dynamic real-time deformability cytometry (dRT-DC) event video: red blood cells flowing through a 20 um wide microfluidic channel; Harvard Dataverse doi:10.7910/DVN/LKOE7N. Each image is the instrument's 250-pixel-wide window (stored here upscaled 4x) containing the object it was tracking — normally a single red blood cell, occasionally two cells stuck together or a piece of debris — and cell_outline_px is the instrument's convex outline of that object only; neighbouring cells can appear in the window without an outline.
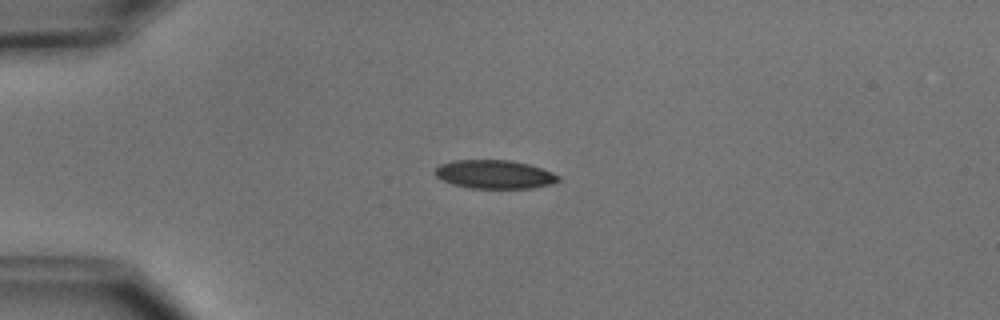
{"species": "common noctule bat (a hibernating species)", "species_latin": "Nyctalus noctula", "temperature_condition": "cold", "stored_images_in_passage": 6, "camera_frame_rate_fps": 3000, "um_per_image_px": 0.085, "animal": {"sex": "male", "body_mass_g": 15.6}, "frame": {"image": 1, "passage_image": 1, "time_ms": 0.0, "image_size_px": [1000, 320], "cell_outline_px": [[560, 180], [552, 184], [532, 188], [472, 188], [452, 184], [440, 180], [436, 176], [436, 168], [440, 164], [452, 160], [512, 160], [528, 164], [552, 172], [560, 176]], "centroid_in_image_um": [42.03, 14.82], "position_along_channel_um": 43.0, "area_um2": 20.58}}
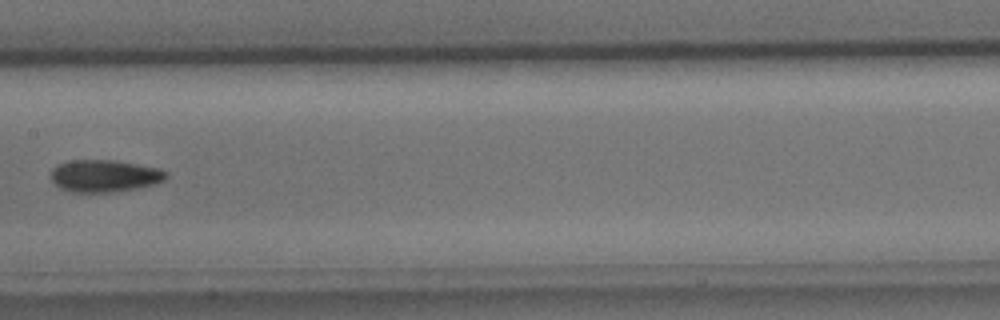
{"frame": {"image": 2, "passage_image": 5, "time_ms": 4.667, "image_size_px": [1000, 320], "cell_outline_px": [[168, 176], [164, 180], [156, 184], [136, 188], [108, 192], [72, 192], [60, 188], [48, 176], [52, 168], [56, 164], [72, 160], [116, 160], [160, 168], [168, 172]], "centroid_in_image_um": [8.87, 14.94], "position_along_channel_um": 198.5, "area_um2": 21.85}}
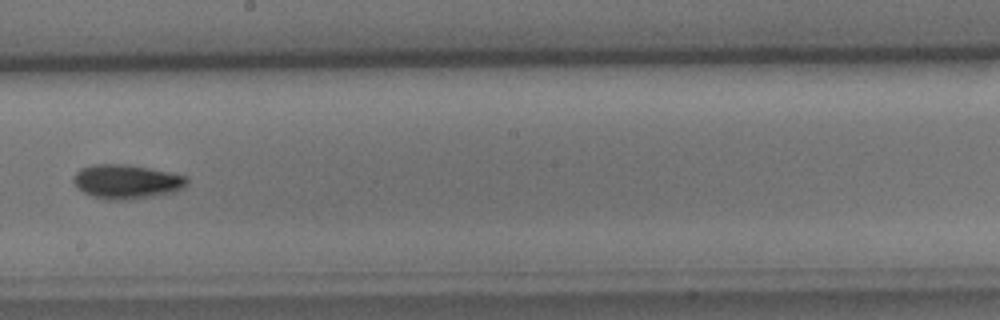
{"frame": {"image": 3, "passage_image": 6, "time_ms": 5.667, "image_size_px": [1000, 320], "cell_outline_px": [[188, 184], [172, 192], [152, 196], [124, 200], [108, 200], [92, 196], [84, 192], [72, 180], [72, 176], [80, 168], [92, 164], [128, 164], [188, 176]], "centroid_in_image_um": [10.73, 15.42], "position_along_channel_um": 237.5, "area_um2": 22.48}}